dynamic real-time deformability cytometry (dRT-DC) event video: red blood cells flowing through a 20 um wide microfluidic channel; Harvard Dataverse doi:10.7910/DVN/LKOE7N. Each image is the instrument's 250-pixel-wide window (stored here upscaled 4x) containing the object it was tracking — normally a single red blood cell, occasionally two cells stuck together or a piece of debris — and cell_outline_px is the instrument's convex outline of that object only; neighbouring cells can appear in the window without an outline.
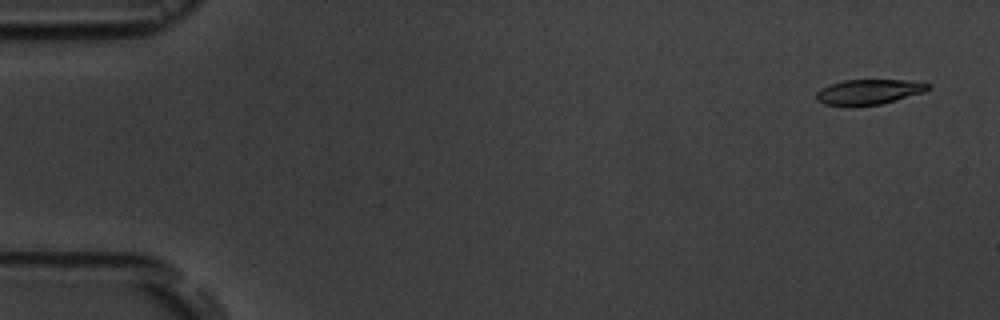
{"species": "common noctule bat (a hibernating species)", "species_latin": "Nyctalus noctula", "temperature_condition": "room temperature", "stored_images_in_passage": 5, "camera_frame_rate_fps": 3000, "um_per_image_px": 0.085, "animal": {"sex": "male", "body_mass_g": 19.5, "forearm_length_mm": 54.6}, "frame": {"image": 1, "passage_image": 1, "time_ms": 0.0, "image_size_px": [1000, 320], "cell_outline_px": [[932, 88], [924, 92], [896, 100], [880, 104], [824, 104], [816, 100], [816, 92], [820, 88], [828, 84], [844, 80], [904, 80], [932, 84]], "centroid_in_image_um": [73.87, 7.78], "position_along_channel_um": 11.1, "area_um2": 16.07}}
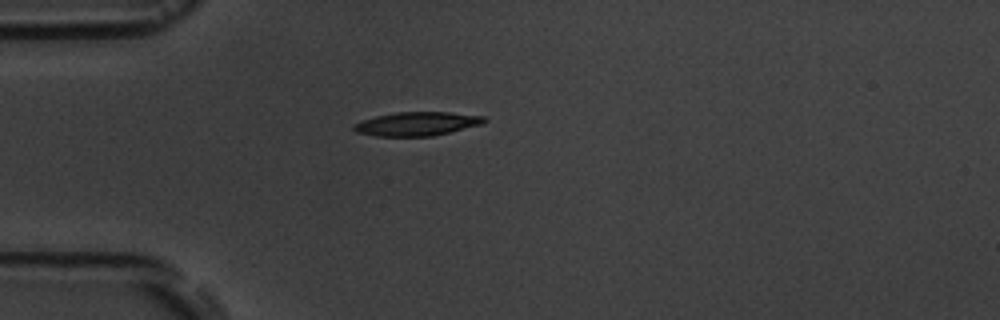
{"frame": {"image": 2, "passage_image": 5, "time_ms": 4.333, "image_size_px": [1000, 320], "cell_outline_px": [[488, 120], [480, 124], [432, 136], [376, 136], [356, 132], [352, 128], [352, 124], [376, 116], [396, 112], [452, 112], [484, 116]], "centroid_in_image_um": [35.41, 10.52], "position_along_channel_um": 49.6, "area_um2": 17.92}}